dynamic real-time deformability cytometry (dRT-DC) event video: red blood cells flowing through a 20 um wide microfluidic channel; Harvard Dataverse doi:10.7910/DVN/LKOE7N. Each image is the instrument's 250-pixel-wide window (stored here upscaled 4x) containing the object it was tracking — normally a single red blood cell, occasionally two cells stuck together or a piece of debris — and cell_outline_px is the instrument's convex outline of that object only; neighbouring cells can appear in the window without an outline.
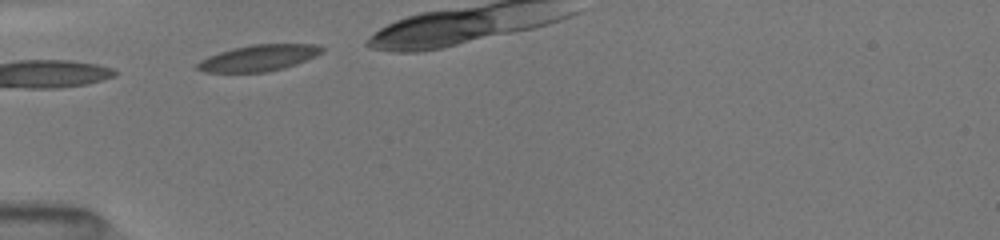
{"species": "common noctule bat (a hibernating species)", "species_latin": "Nyctalus noctula", "temperature_condition": "room temperature", "stored_images_in_passage": 5, "camera_frame_rate_fps": 3000, "um_per_image_px": 0.085, "animal": {"sex": "female", "body_mass_g": 19.5, "forearm_length_mm": 54.1}, "frame": {"image": 1, "passage_image": 1, "time_ms": 0.0, "image_size_px": [1000, 240], "cell_outline_px": [[324, 52], [296, 64], [284, 68], [268, 72], [204, 72], [196, 68], [196, 64], [200, 60], [208, 56], [220, 52], [252, 44], [316, 44], [324, 48]], "centroid_in_image_um": [22.0, 4.93], "position_along_channel_um": 63.0, "area_um2": 18.96}}
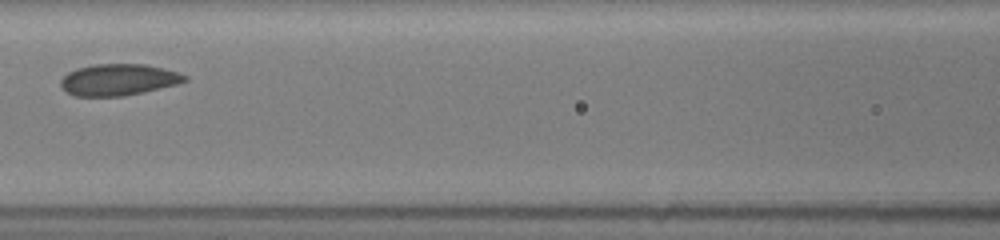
{"frame": {"image": 2, "passage_image": 5, "time_ms": 4.0, "image_size_px": [1000, 240], "cell_outline_px": [[188, 80], [176, 84], [124, 96], [76, 96], [68, 92], [60, 84], [60, 80], [68, 72], [76, 68], [96, 64], [144, 64], [164, 68], [188, 76]], "centroid_in_image_um": [10.06, 6.77], "position_along_channel_um": 156.5, "area_um2": 22.54}}